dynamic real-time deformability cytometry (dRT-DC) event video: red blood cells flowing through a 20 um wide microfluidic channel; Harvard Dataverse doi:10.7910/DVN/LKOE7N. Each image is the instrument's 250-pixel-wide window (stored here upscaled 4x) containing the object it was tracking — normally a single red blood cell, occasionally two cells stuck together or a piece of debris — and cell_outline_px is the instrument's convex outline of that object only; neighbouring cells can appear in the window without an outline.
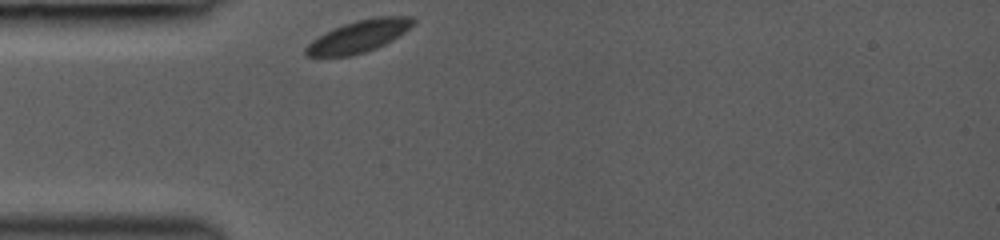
{"species": "common noctule bat (a hibernating species)", "species_latin": "Nyctalus noctula", "temperature_condition": "room temperature", "stored_images_in_passage": 31, "camera_frame_rate_fps": 3000, "um_per_image_px": 0.085, "animal": {"sex": "female", "body_mass_g": 19.0, "forearm_length_mm": 53.3}, "frame": {"image": 1, "passage_image": 1, "time_ms": 0.0, "image_size_px": [1000, 240], "cell_outline_px": [[416, 20], [404, 32], [392, 40], [376, 48], [352, 56], [304, 56], [304, 48], [312, 40], [332, 28], [356, 20], [376, 16], [412, 16]], "centroid_in_image_um": [30.47, 3.08], "position_along_channel_um": 54.5, "area_um2": 20.0}}
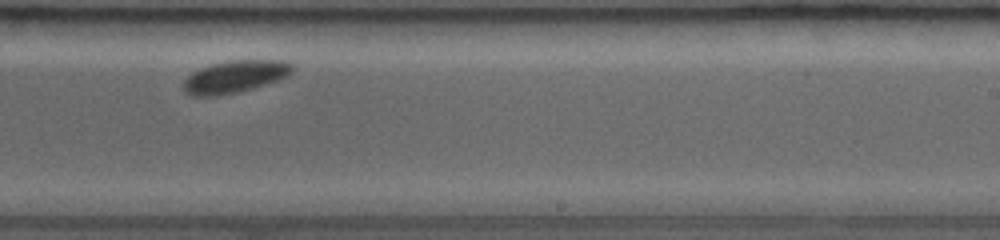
{"frame": {"image": 2, "passage_image": 18, "time_ms": 5.667, "image_size_px": [1000, 240], "cell_outline_px": [[296, 68], [288, 76], [252, 88], [236, 92], [216, 96], [192, 96], [184, 92], [184, 80], [192, 72], [200, 68], [212, 64], [228, 60], [284, 60], [292, 64]], "centroid_in_image_um": [19.97, 6.5], "position_along_channel_um": 269.0, "area_um2": 20.46}}
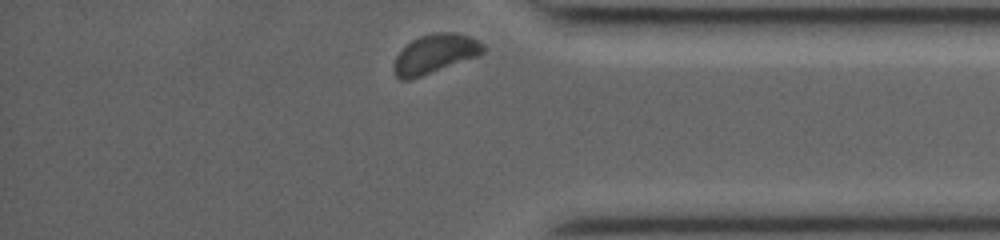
{"frame": {"image": 3, "passage_image": 31, "time_ms": 9.0, "image_size_px": [1000, 240], "cell_outline_px": [[484, 52], [476, 56], [420, 76], [408, 80], [400, 80], [396, 76], [392, 68], [396, 56], [412, 40], [420, 36], [436, 32], [456, 32], [468, 36], [484, 44]], "centroid_in_image_um": [36.94, 4.57], "position_along_channel_um": 398.3, "area_um2": 19.88}, "authors_computed_cell_mechanics": {"area_um2": 20.2878, "velocity_mm_per_s": 3.9128, "shape_relaxation_time_tau1_ms": 0.4269, "shape_relaxation_time_tau2_ms": null, "deformation_change_tau1": 0.0237, "deformation_change_tau2": null}}